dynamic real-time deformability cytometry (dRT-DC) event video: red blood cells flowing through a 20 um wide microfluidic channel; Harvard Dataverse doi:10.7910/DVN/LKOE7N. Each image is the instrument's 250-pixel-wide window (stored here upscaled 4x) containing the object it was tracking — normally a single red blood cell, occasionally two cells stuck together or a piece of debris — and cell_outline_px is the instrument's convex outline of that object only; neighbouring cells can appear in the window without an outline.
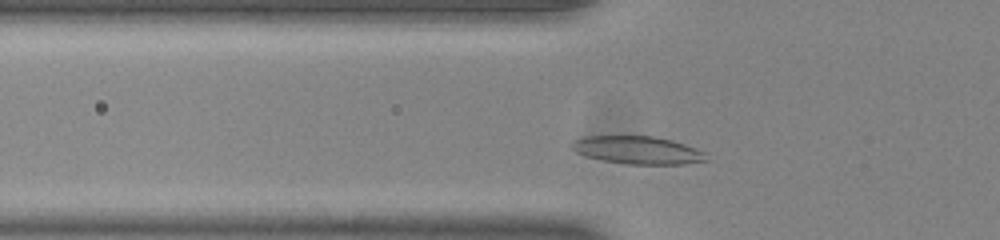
{"species": "common noctule bat (a hibernating species)", "species_latin": "Nyctalus noctula", "temperature_condition": "room temperature", "stored_images_in_passage": 33, "camera_frame_rate_fps": 3000, "um_per_image_px": 0.085, "animal": {"sex": "male", "body_mass_g": 20.0, "forearm_length_mm": 53.3}, "frame": {"image": 1, "passage_image": 5, "time_ms": 1.333, "image_size_px": [1000, 240], "cell_outline_px": [[708, 160], [684, 164], [628, 164], [604, 160], [584, 156], [576, 152], [572, 148], [572, 144], [576, 140], [584, 136], [652, 136], [672, 140], [696, 148], [704, 152]], "centroid_in_image_um": [54.21, 12.76], "position_along_channel_um": 71.6, "area_um2": 21.62}}
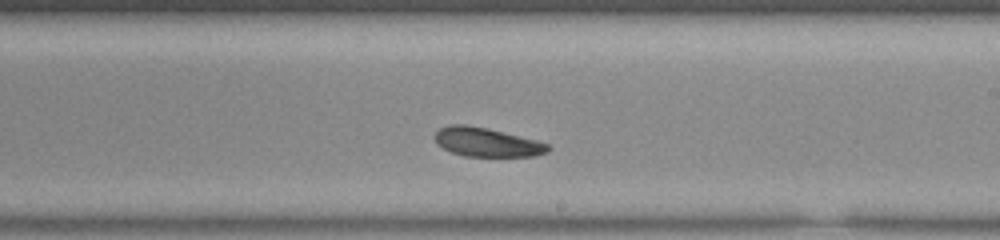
{"frame": {"image": 2, "passage_image": 19, "time_ms": 6.0, "image_size_px": [1000, 240], "cell_outline_px": [[552, 148], [548, 152], [536, 156], [464, 156], [452, 152], [436, 144], [432, 136], [440, 128], [452, 124], [464, 124], [488, 128], [536, 140], [548, 144]], "centroid_in_image_um": [41.36, 12.08], "position_along_channel_um": 247.6, "area_um2": 19.19}}
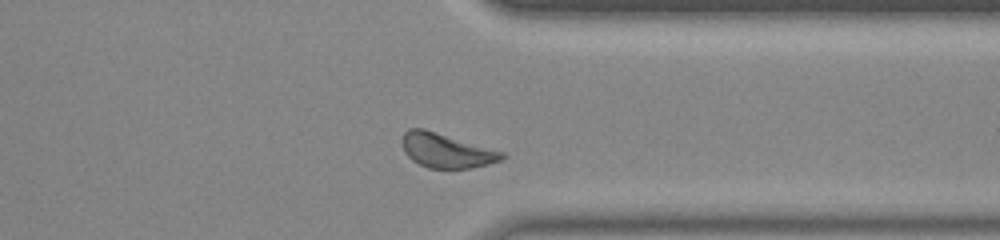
{"frame": {"image": 3, "passage_image": 29, "time_ms": 9.333, "image_size_px": [1000, 240], "cell_outline_px": [[508, 156], [500, 160], [488, 164], [472, 168], [428, 168], [412, 160], [404, 152], [404, 132], [408, 128], [424, 128], [504, 152]], "centroid_in_image_um": [37.97, 12.8], "position_along_channel_um": 373.4, "area_um2": 19.83}, "authors_computed_cell_mechanics": {"area_um2": 19.941, "velocity_mm_per_s": 3.7942, "shape_relaxation_time_tau1_ms": 1.8783, "shape_relaxation_time_tau2_ms": 7.4085, "deformation_change_tau1": 0.0602, "deformation_change_tau2": 0.148}}